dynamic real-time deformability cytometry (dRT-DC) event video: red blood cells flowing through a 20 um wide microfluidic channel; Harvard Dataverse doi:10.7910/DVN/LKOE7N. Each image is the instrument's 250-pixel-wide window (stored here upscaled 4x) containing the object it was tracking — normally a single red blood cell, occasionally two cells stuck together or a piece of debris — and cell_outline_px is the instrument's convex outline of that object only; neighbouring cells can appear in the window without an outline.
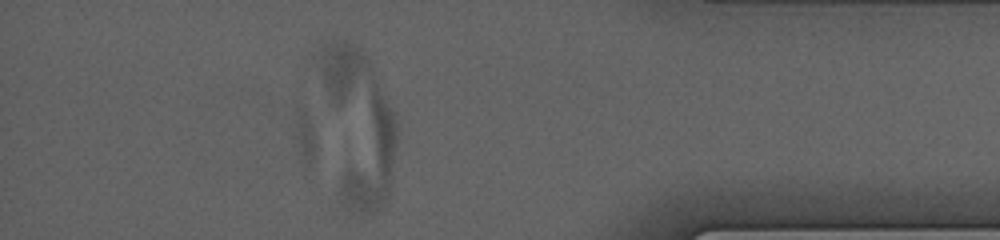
{"species": "human", "species_latin": "Homo sapiens", "temperature_condition": "cold", "stored_images_in_passage": 49, "segment_of_instrument_passage": [2, 2], "camera_frame_rate_fps": 3000, "um_per_image_px": 0.085, "donor": {"sex": "male"}, "frame": {"image": 1, "passage_image": 49, "time_ms": 17.0, "image_size_px": [1000, 240], "cell_outline_px": [[396, 144], [388, 196], [380, 208], [372, 212], [360, 212], [344, 208], [340, 192], [344, 172], [372, 80], [380, 88], [396, 112]], "centroid_in_image_um": [31.53, 13.22], "position_along_channel_um": 403.7, "area_um2": 34.91}}